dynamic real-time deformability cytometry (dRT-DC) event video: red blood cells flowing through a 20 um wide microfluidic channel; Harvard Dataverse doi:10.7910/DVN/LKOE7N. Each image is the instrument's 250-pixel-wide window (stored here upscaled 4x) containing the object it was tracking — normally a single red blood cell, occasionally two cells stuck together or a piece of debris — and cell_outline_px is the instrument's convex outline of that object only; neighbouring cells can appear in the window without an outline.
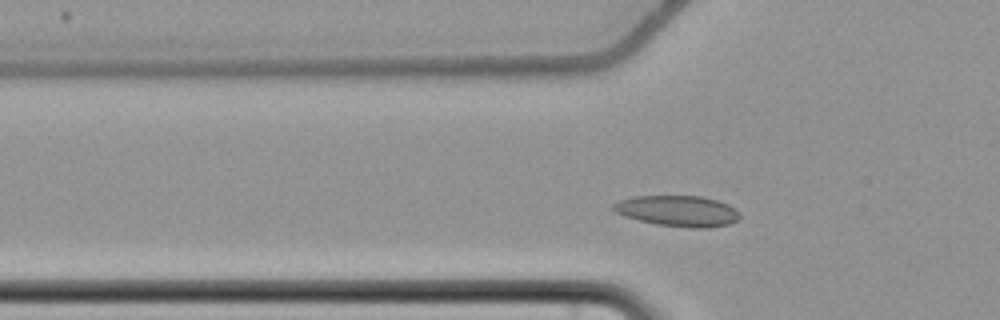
{"species": "common noctule bat (a hibernating species)", "species_latin": "Nyctalus noctula", "temperature_condition": "cold", "stored_images_in_passage": 48, "camera_frame_rate_fps": 3000, "um_per_image_px": 0.085, "animal": {"sex": "female", "body_mass_g": 22.7, "forearm_length_mm": 54.2}, "frame": {"image": 1, "passage_image": 10, "time_ms": 3.0, "image_size_px": [1000, 320], "cell_outline_px": [[740, 216], [736, 220], [728, 224], [708, 228], [692, 228], [656, 224], [624, 216], [616, 212], [612, 208], [612, 204], [620, 200], [632, 196], [700, 196], [716, 200], [728, 204], [740, 212]], "centroid_in_image_um": [57.61, 17.93], "position_along_channel_um": 68.2, "area_um2": 22.66}}
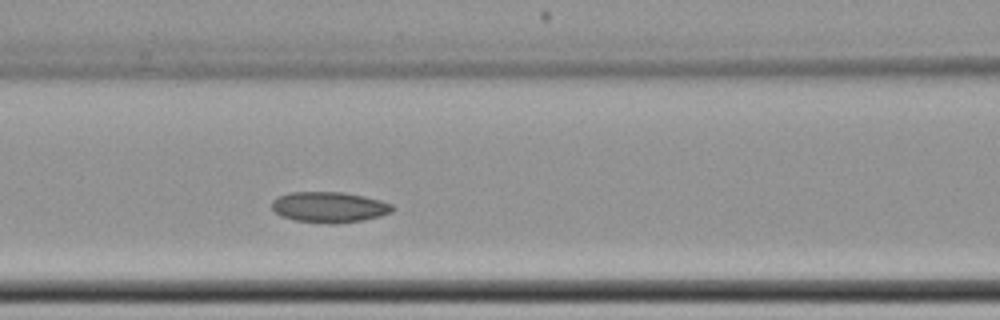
{"frame": {"image": 2, "passage_image": 16, "time_ms": 5.0, "image_size_px": [1000, 320], "cell_outline_px": [[396, 208], [392, 212], [380, 216], [364, 220], [336, 224], [328, 224], [296, 220], [280, 216], [272, 208], [272, 200], [276, 196], [288, 192], [344, 192], [364, 196], [380, 200], [392, 204]], "centroid_in_image_um": [27.99, 17.6], "position_along_channel_um": 138.6, "area_um2": 21.85}}
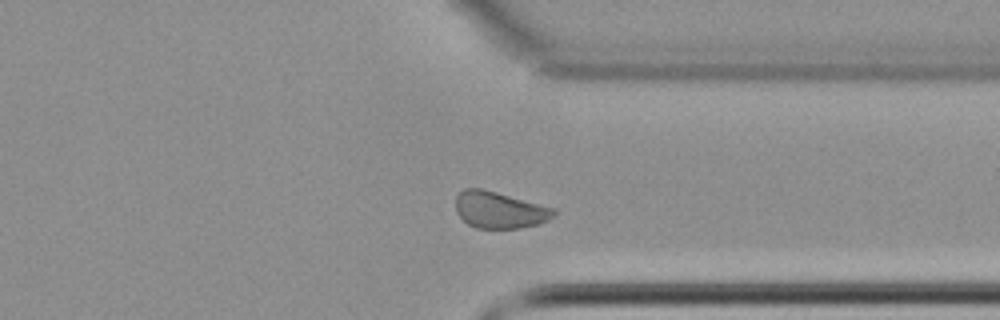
{"frame": {"image": 3, "passage_image": 35, "time_ms": 11.333, "image_size_px": [1000, 320], "cell_outline_px": [[556, 212], [548, 220], [540, 224], [520, 228], [476, 228], [468, 224], [456, 212], [456, 196], [464, 188], [480, 188], [496, 192], [556, 208]], "centroid_in_image_um": [42.46, 17.85], "position_along_channel_um": 368.9, "area_um2": 20.92}, "authors_computed_cell_mechanics": {"area_um2": 21.5016, "velocity_mm_per_s": 3.6273, "shape_relaxation_time_tau1_ms": 5.8517, "shape_relaxation_time_tau2_ms": 1.747, "deformation_change_tau1": 0.0882, "deformation_change_tau2": 0.0465}}